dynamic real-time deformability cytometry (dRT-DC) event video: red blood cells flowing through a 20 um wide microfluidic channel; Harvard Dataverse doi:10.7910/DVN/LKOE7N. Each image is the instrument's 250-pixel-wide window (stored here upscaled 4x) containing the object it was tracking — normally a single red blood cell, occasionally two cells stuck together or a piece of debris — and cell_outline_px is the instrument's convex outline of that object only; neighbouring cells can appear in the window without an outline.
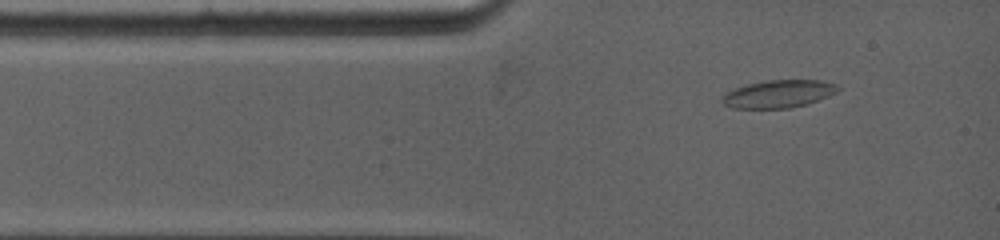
{"species": "common noctule bat (a hibernating species)", "species_latin": "Nyctalus noctula", "temperature_condition": "warm", "stored_images_in_passage": 19, "camera_frame_rate_fps": 5000, "um_per_image_px": 0.085, "animal": {"sex": "female", "body_mass_g": 19.0, "forearm_length_mm": 53.3}, "frame": {"image": 1, "passage_image": 1, "time_ms": 0.0, "image_size_px": [1000, 240], "cell_outline_px": [[840, 88], [836, 92], [828, 96], [804, 104], [788, 108], [732, 108], [724, 104], [720, 100], [728, 92], [736, 88], [748, 84], [768, 80], [820, 80], [836, 84]], "centroid_in_image_um": [66.17, 7.98], "position_along_channel_um": 18.8, "area_um2": 18.32}}
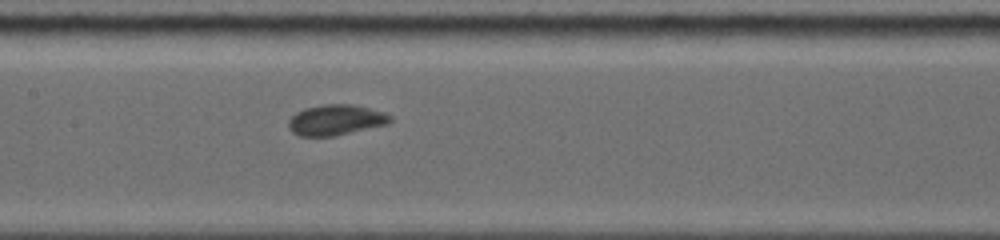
{"frame": {"image": 2, "passage_image": 11, "time_ms": 4.6, "image_size_px": [1000, 240], "cell_outline_px": [[392, 120], [388, 124], [332, 136], [300, 136], [292, 132], [288, 128], [288, 120], [296, 112], [304, 108], [320, 104], [352, 104], [384, 112], [392, 116]], "centroid_in_image_um": [28.52, 10.18], "position_along_channel_um": 178.9, "area_um2": 18.15}}
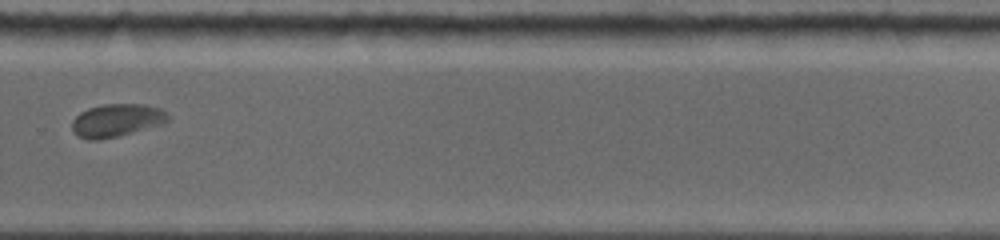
{"frame": {"image": 3, "passage_image": 19, "time_ms": 8.2, "image_size_px": [1000, 240], "cell_outline_px": [[168, 120], [160, 124], [132, 132], [116, 136], [96, 140], [88, 140], [76, 136], [72, 128], [72, 120], [80, 112], [88, 108], [104, 104], [144, 104], [160, 108], [168, 116]], "centroid_in_image_um": [9.85, 10.22], "position_along_channel_um": 319.9, "area_um2": 18.15}}